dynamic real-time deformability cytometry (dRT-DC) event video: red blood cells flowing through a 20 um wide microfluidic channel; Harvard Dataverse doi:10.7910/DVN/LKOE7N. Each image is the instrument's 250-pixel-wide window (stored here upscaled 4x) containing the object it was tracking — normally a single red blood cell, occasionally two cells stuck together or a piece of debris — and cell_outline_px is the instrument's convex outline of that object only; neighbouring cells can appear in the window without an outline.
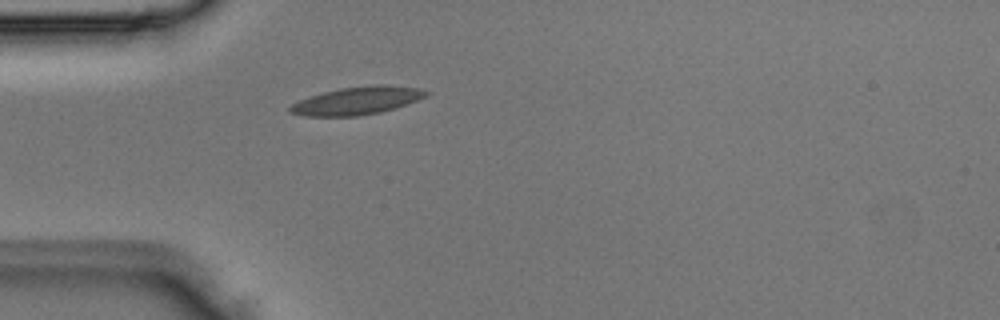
{"species": "Egyptian fruit bat (a non-hibernating species)", "species_latin": "Rousettus aegyptiacus", "temperature_condition": "room temperature", "stored_images_in_passage": 3, "camera_frame_rate_fps": 3000, "um_per_image_px": 0.085, "animal": {"sex": "male"}, "frame": {"image": 1, "passage_image": 3, "time_ms": 0.667, "image_size_px": [1000, 320], "cell_outline_px": [[428, 92], [424, 96], [416, 100], [396, 108], [380, 112], [356, 116], [304, 116], [292, 112], [288, 108], [292, 104], [308, 96], [340, 88], [376, 84], [380, 84], [420, 88]], "centroid_in_image_um": [30.33, 8.55], "position_along_channel_um": 54.7, "area_um2": 21.79}}